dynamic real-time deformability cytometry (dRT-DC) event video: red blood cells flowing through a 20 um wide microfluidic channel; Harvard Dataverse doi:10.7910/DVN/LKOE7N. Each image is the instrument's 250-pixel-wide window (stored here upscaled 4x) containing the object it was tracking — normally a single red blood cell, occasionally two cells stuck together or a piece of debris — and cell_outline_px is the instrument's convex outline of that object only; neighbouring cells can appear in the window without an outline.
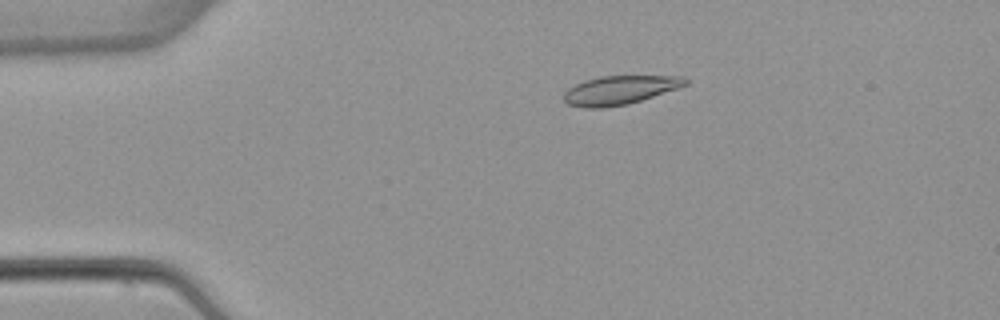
{"species": "common noctule bat (a hibernating species)", "species_latin": "Nyctalus noctula", "temperature_condition": "warm", "stored_images_in_passage": 5, "camera_frame_rate_fps": 3000, "um_per_image_px": 0.085, "animal": {"sex": "female", "body_mass_g": 22.7, "forearm_length_mm": 54.2}, "frame": {"image": 1, "passage_image": 3, "time_ms": 2.333, "image_size_px": [1000, 320], "cell_outline_px": [[688, 84], [628, 104], [604, 108], [584, 108], [568, 104], [564, 100], [564, 92], [568, 88], [584, 80], [600, 76], [684, 76], [688, 80]], "centroid_in_image_um": [52.64, 7.65], "position_along_channel_um": 32.4, "area_um2": 20.23}}
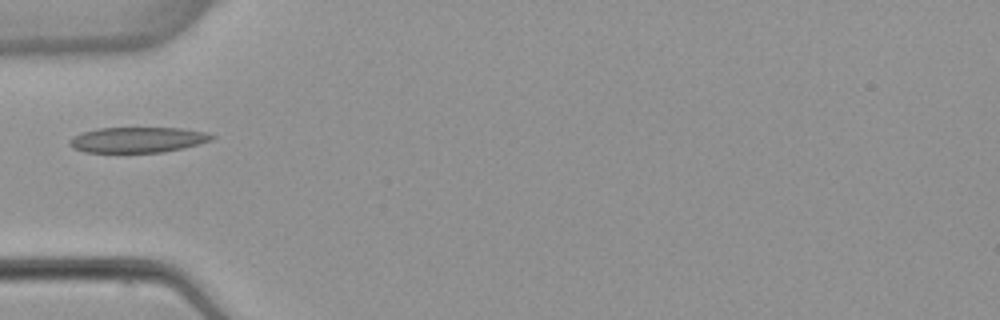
{"frame": {"image": 2, "passage_image": 5, "time_ms": 4.667, "image_size_px": [1000, 320], "cell_outline_px": [[216, 136], [212, 140], [200, 144], [184, 148], [164, 152], [84, 152], [72, 148], [68, 144], [68, 140], [72, 136], [84, 132], [100, 128], [180, 128], [208, 132]], "centroid_in_image_um": [11.72, 11.88], "position_along_channel_um": 73.3, "area_um2": 21.27}}